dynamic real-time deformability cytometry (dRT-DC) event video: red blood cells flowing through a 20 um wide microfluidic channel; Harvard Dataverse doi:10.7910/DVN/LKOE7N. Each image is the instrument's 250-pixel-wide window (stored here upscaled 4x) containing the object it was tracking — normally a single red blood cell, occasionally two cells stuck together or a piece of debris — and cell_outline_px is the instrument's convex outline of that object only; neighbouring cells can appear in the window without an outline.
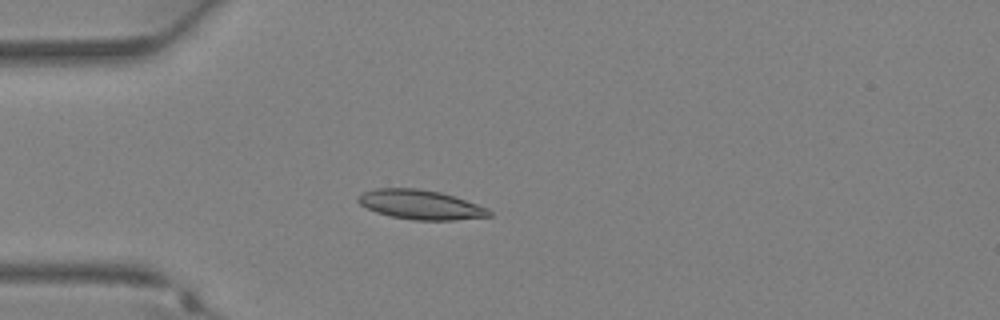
{"species": "Egyptian fruit bat (a non-hibernating species)", "species_latin": "Rousettus aegyptiacus", "temperature_condition": "warm", "stored_images_in_passage": 27, "camera_frame_rate_fps": 3000, "um_per_image_px": 0.085, "animal": {"sex": "female"}, "frame": {"image": 1, "passage_image": 1, "time_ms": 0.0, "image_size_px": [1000, 320], "cell_outline_px": [[492, 216], [456, 220], [412, 220], [392, 216], [376, 212], [360, 204], [356, 200], [356, 196], [364, 192], [376, 188], [420, 188], [440, 192], [488, 208], [492, 212]], "centroid_in_image_um": [35.73, 17.39], "position_along_channel_um": 49.3, "area_um2": 22.43}}
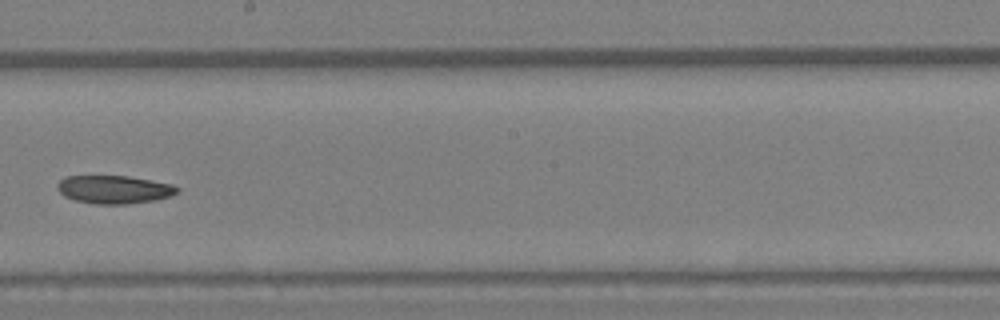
{"frame": {"image": 2, "passage_image": 12, "time_ms": 3.667, "image_size_px": [1000, 320], "cell_outline_px": [[180, 192], [156, 200], [128, 204], [96, 204], [72, 200], [64, 196], [56, 188], [56, 184], [64, 176], [128, 176], [152, 180], [172, 184], [180, 188]], "centroid_in_image_um": [9.69, 16.11], "position_along_channel_um": 238.5, "area_um2": 19.88}}
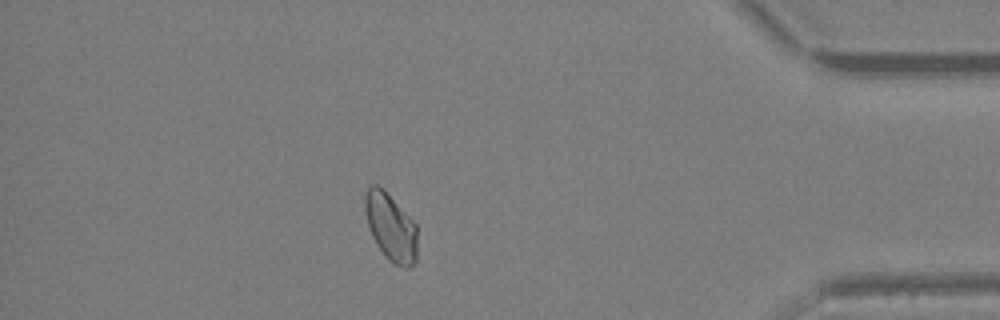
{"frame": {"image": 3, "passage_image": 23, "time_ms": 7.333, "image_size_px": [1000, 320], "cell_outline_px": [[416, 260], [408, 268], [404, 268], [388, 260], [376, 244], [372, 236], [364, 212], [364, 196], [368, 188], [372, 184], [376, 184], [384, 188], [416, 224]], "centroid_in_image_um": [33.19, 19.27], "position_along_channel_um": 402.0, "area_um2": 20.63}}